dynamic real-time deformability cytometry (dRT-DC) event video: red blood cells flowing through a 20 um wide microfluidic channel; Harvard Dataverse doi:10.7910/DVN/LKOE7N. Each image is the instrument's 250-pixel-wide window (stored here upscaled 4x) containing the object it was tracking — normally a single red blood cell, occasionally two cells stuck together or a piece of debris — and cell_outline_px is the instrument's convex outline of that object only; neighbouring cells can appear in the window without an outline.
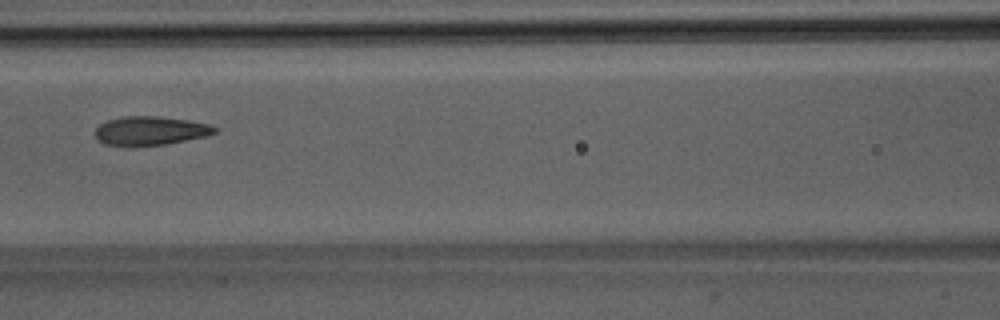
{"species": "Egyptian fruit bat (a non-hibernating species)", "species_latin": "Rousettus aegyptiacus", "temperature_condition": "room temperature", "stored_images_in_passage": 8, "camera_frame_rate_fps": 3000, "um_per_image_px": 0.085, "animal": {"sex": "male"}, "frame": {"image": 1, "passage_image": 7, "time_ms": 7.667, "image_size_px": [1000, 320], "cell_outline_px": [[216, 132], [208, 136], [164, 144], [132, 148], [104, 144], [96, 140], [96, 128], [100, 124], [108, 120], [124, 116], [156, 116], [188, 120], [208, 124], [216, 128]], "centroid_in_image_um": [12.73, 11.14], "position_along_channel_um": 153.9, "area_um2": 20.4}}